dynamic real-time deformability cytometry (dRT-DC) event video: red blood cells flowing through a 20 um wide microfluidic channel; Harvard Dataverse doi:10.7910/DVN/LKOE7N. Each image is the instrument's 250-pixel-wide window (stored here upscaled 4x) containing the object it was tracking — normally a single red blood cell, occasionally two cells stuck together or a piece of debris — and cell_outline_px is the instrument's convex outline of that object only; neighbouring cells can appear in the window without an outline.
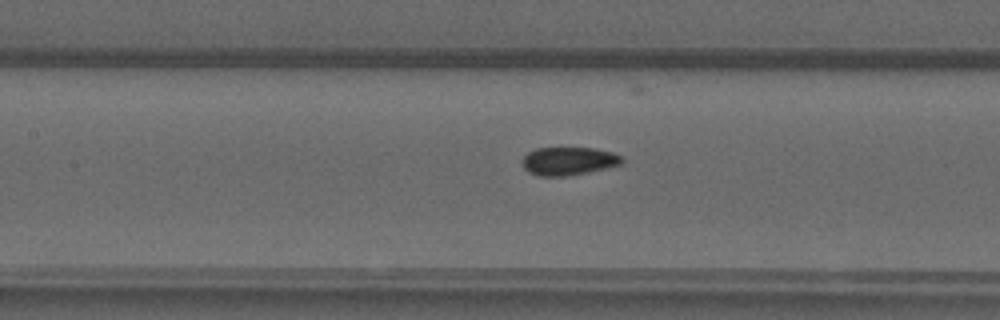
{"species": "common noctule bat (a hibernating species)", "species_latin": "Nyctalus noctula", "temperature_condition": "warm", "stored_images_in_passage": 50, "camera_frame_rate_fps": 3000, "um_per_image_px": 0.085, "animal": {"sex": "male", "forearm_length_mm": 52.5}, "frame": {"image": 1, "passage_image": 22, "time_ms": 7.0, "image_size_px": [1000, 320], "cell_outline_px": [[624, 160], [620, 164], [588, 172], [564, 176], [536, 176], [528, 172], [524, 168], [524, 156], [528, 152], [536, 148], [592, 148], [612, 152], [620, 156]], "centroid_in_image_um": [48.3, 13.69], "position_along_channel_um": 159.1, "area_um2": 16.13}}
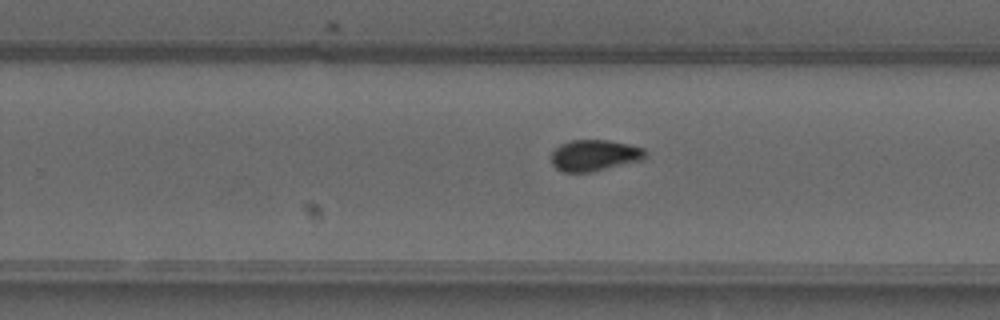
{"frame": {"image": 2, "passage_image": 31, "time_ms": 10.0, "image_size_px": [1000, 320], "cell_outline_px": [[648, 152], [644, 160], [592, 172], [564, 172], [556, 168], [552, 164], [552, 152], [560, 144], [572, 140], [608, 140], [628, 144], [644, 148]], "centroid_in_image_um": [50.57, 13.21], "position_along_channel_um": 279.2, "area_um2": 17.28}}
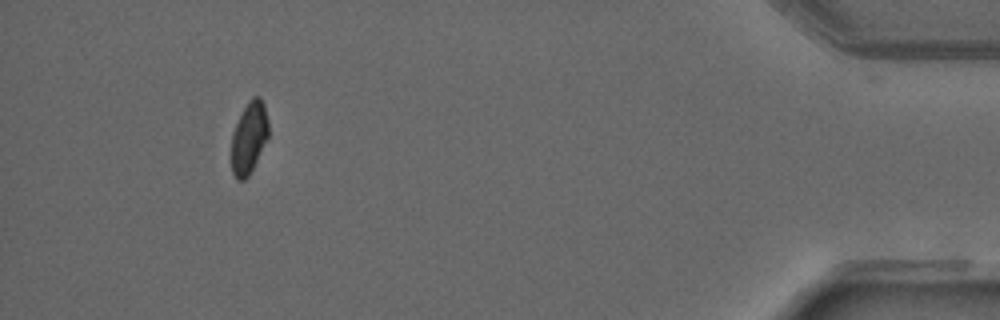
{"frame": {"image": 3, "passage_image": 46, "time_ms": 15.0, "image_size_px": [1000, 320], "cell_outline_px": [[268, 136], [248, 176], [244, 180], [236, 180], [232, 172], [232, 132], [248, 100], [252, 96], [260, 96], [264, 104], [268, 120]], "centroid_in_image_um": [21.16, 11.67], "position_along_channel_um": 414.0, "area_um2": 15.26}}